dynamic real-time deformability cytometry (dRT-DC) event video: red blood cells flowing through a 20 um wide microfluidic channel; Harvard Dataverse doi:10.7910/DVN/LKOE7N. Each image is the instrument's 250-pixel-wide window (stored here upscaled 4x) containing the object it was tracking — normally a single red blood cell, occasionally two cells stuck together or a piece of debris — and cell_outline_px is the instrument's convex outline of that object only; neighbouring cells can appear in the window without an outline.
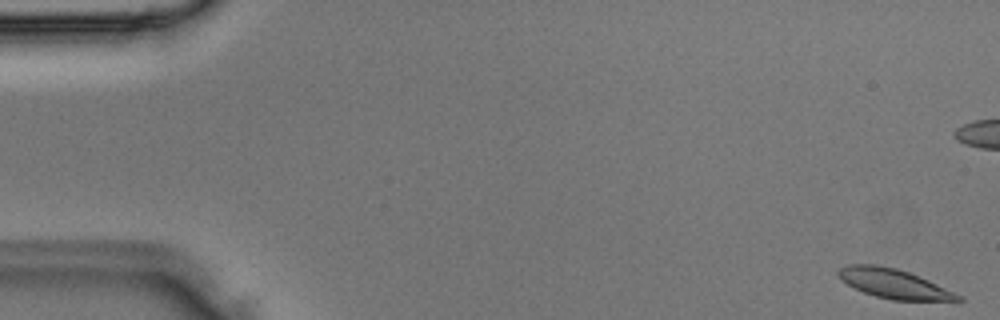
{"species": "Egyptian fruit bat (a non-hibernating species)", "species_latin": "Rousettus aegyptiacus", "temperature_condition": "room temperature", "stored_images_in_passage": 3, "segment_of_instrument_passage": [2, 2], "camera_frame_rate_fps": 3000, "um_per_image_px": 0.085, "animal": {"sex": "male"}, "frame": {"image": 1, "passage_image": 3, "time_ms": 0.667, "image_size_px": [1000, 320], "cell_outline_px": [[964, 300], [960, 304], [892, 300], [876, 296], [864, 292], [840, 280], [836, 272], [840, 268], [848, 264], [876, 264], [896, 268], [908, 272], [928, 280], [964, 296]], "centroid_in_image_um": [76.14, 24.17], "position_along_channel_um": 8.9, "area_um2": 21.39}}